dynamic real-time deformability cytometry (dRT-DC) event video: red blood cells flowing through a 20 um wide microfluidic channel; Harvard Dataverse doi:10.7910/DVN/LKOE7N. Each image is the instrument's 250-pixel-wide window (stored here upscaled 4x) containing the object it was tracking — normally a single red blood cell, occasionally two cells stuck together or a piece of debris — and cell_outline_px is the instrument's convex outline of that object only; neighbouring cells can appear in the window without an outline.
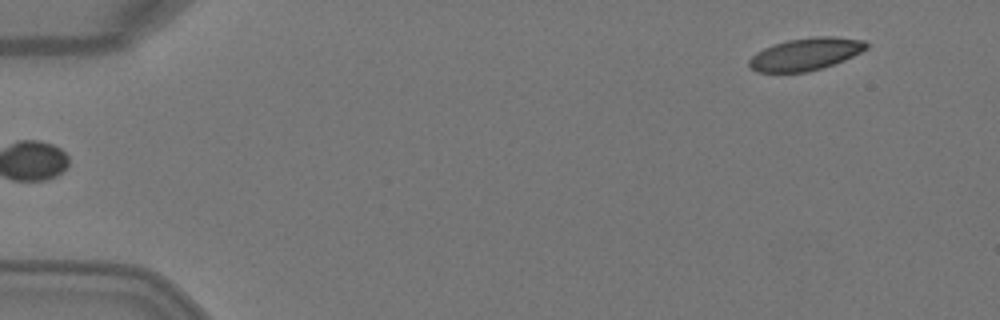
{"species": "Egyptian fruit bat (a non-hibernating species)", "species_latin": "Rousettus aegyptiacus", "temperature_condition": "warm", "stored_images_in_passage": 3, "segment_of_instrument_passage": [2, 2], "camera_frame_rate_fps": 3000, "um_per_image_px": 0.085, "animal": {"sex": "female"}, "frame": {"image": 1, "passage_image": 3, "time_ms": 0.667, "image_size_px": [1000, 320], "cell_outline_px": [[868, 48], [844, 60], [820, 68], [804, 72], [756, 72], [748, 64], [748, 60], [756, 52], [772, 44], [788, 40], [816, 36], [832, 36], [864, 40], [868, 44]], "centroid_in_image_um": [68.46, 4.59], "position_along_channel_um": 16.5, "area_um2": 21.96}}